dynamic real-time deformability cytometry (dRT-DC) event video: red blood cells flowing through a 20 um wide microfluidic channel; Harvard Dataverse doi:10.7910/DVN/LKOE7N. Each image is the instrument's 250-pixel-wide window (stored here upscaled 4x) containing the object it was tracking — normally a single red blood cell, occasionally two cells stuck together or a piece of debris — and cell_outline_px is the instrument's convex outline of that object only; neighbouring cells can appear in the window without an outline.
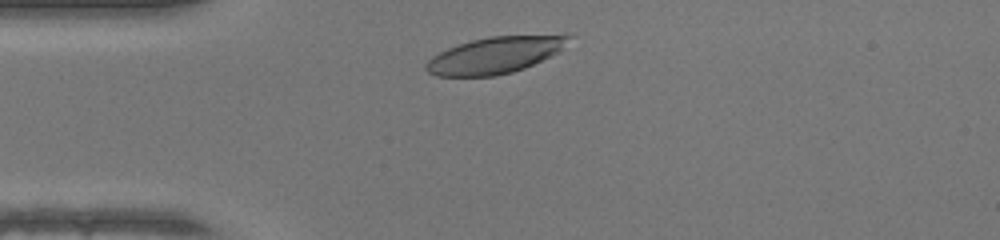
{"species": "human", "species_latin": "Homo sapiens", "temperature_condition": "warm", "stored_images_in_passage": 29, "camera_frame_rate_fps": 3000, "um_per_image_px": 0.085, "donor": {"sex": "female"}, "frame": {"image": 1, "passage_image": 3, "time_ms": 0.667, "image_size_px": [1000, 240], "cell_outline_px": [[572, 36], [556, 52], [524, 68], [512, 72], [496, 76], [436, 76], [428, 72], [424, 68], [424, 64], [432, 56], [448, 48], [472, 40], [488, 36]], "centroid_in_image_um": [41.93, 4.72], "position_along_channel_um": 43.1, "area_um2": 29.48}}
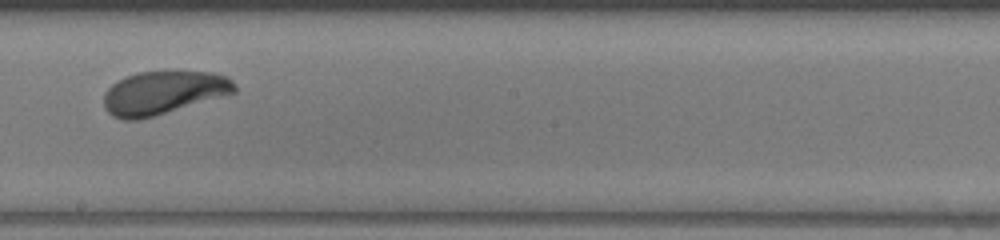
{"frame": {"image": 2, "passage_image": 18, "time_ms": 5.667, "image_size_px": [1000, 240], "cell_outline_px": [[236, 92], [140, 120], [124, 120], [112, 116], [104, 108], [104, 92], [116, 80], [124, 76], [140, 72], [164, 68], [168, 68], [216, 72], [228, 76], [232, 80], [236, 88]], "centroid_in_image_um": [13.88, 7.81], "position_along_channel_um": 234.3, "area_um2": 34.1}}
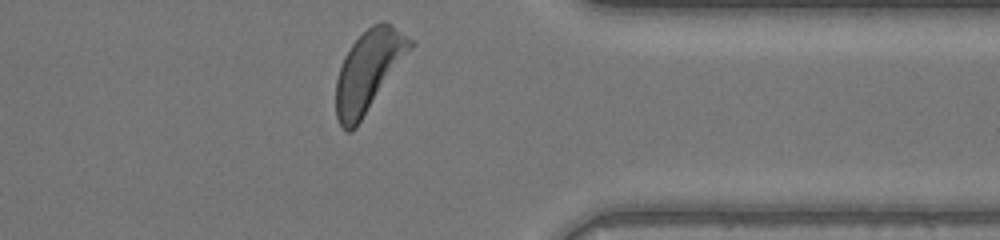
{"frame": {"image": 3, "passage_image": 29, "time_ms": 9.333, "image_size_px": [1000, 240], "cell_outline_px": [[416, 44], [356, 128], [352, 132], [344, 132], [336, 116], [336, 80], [344, 56], [352, 44], [372, 24], [384, 20], [392, 24], [412, 40]], "centroid_in_image_um": [31.34, 6.04], "position_along_channel_um": 380.1, "area_um2": 35.08}, "authors_computed_cell_mechanics": {"area_um2": 33.1772, "velocity_mm_per_s": 4.2789, "shape_relaxation_time_tau1_ms": 2.5435, "shape_relaxation_time_tau2_ms": 3.6015, "deformation_change_tau1": 0.135, "deformation_change_tau2": 0.1019}}